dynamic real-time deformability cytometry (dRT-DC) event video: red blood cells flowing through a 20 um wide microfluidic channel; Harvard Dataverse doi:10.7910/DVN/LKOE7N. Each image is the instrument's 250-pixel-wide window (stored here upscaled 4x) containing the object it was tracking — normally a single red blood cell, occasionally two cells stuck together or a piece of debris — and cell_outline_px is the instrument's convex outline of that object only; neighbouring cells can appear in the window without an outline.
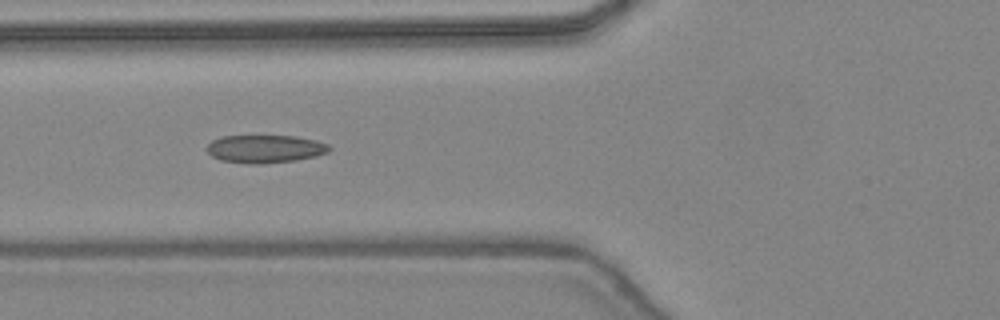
{"species": "common noctule bat (a hibernating species)", "species_latin": "Nyctalus noctula", "temperature_condition": "warm", "stored_images_in_passage": 14, "camera_frame_rate_fps": 3000, "um_per_image_px": 0.085, "animal": {"sex": "female", "body_mass_g": 24.6, "forearm_length_mm": 56.2}, "frame": {"image": 1, "passage_image": 5, "time_ms": 1.333, "image_size_px": [1000, 320], "cell_outline_px": [[332, 148], [328, 152], [316, 156], [296, 160], [260, 164], [248, 164], [220, 160], [212, 156], [208, 152], [208, 144], [212, 140], [220, 136], [296, 136], [316, 140], [328, 144]], "centroid_in_image_um": [22.54, 12.65], "position_along_channel_um": 103.3, "area_um2": 20.0}}
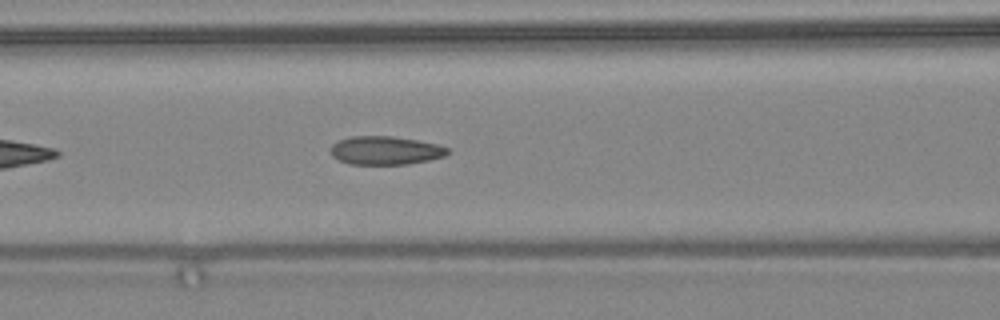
{"frame": {"image": 2, "passage_image": 7, "time_ms": 2.0, "image_size_px": [1000, 320], "cell_outline_px": [[452, 152], [444, 156], [428, 160], [408, 164], [348, 164], [332, 156], [332, 144], [340, 140], [352, 136], [392, 136], [416, 140], [436, 144], [448, 148]], "centroid_in_image_um": [32.78, 12.79], "position_along_channel_um": 133.8, "area_um2": 19.25}}
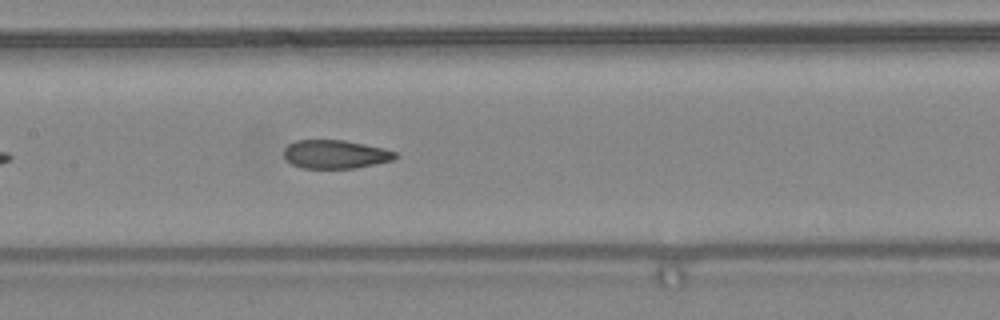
{"frame": {"image": 3, "passage_image": 10, "time_ms": 3.0, "image_size_px": [1000, 320], "cell_outline_px": [[400, 156], [392, 160], [376, 164], [356, 168], [300, 168], [292, 164], [284, 156], [284, 148], [288, 144], [296, 140], [344, 140], [384, 148], [396, 152]], "centroid_in_image_um": [28.52, 13.11], "position_along_channel_um": 178.9, "area_um2": 18.61}}